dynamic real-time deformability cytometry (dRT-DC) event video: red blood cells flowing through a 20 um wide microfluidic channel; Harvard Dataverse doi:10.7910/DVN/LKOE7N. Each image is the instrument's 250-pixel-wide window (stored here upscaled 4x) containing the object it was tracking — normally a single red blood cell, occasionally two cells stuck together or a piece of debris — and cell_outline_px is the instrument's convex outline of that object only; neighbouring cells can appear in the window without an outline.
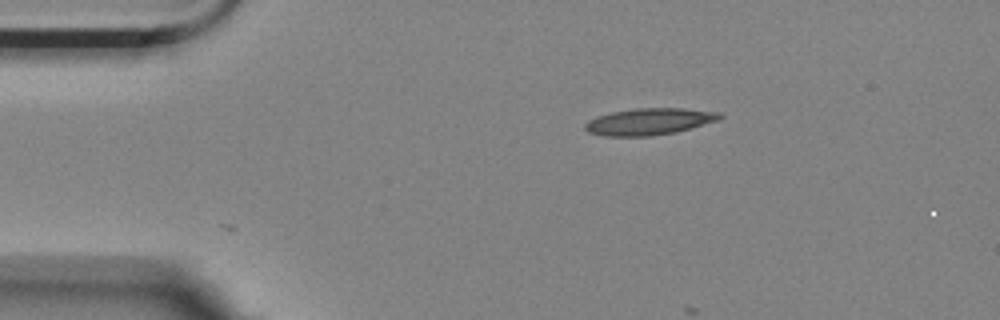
{"species": "Egyptian fruit bat (a non-hibernating species)", "species_latin": "Rousettus aegyptiacus", "temperature_condition": "room temperature", "stored_images_in_passage": 4, "camera_frame_rate_fps": 3000, "um_per_image_px": 0.085, "animal": {"sex": "female"}, "frame": {"image": 1, "passage_image": 1, "time_ms": 0.0, "image_size_px": [1000, 320], "cell_outline_px": [[724, 116], [720, 120], [692, 128], [676, 132], [652, 136], [608, 136], [588, 132], [584, 128], [584, 124], [588, 120], [596, 116], [612, 112], [636, 108], [684, 108], [720, 112]], "centroid_in_image_um": [55.22, 10.33], "position_along_channel_um": 29.8, "area_um2": 21.15}}
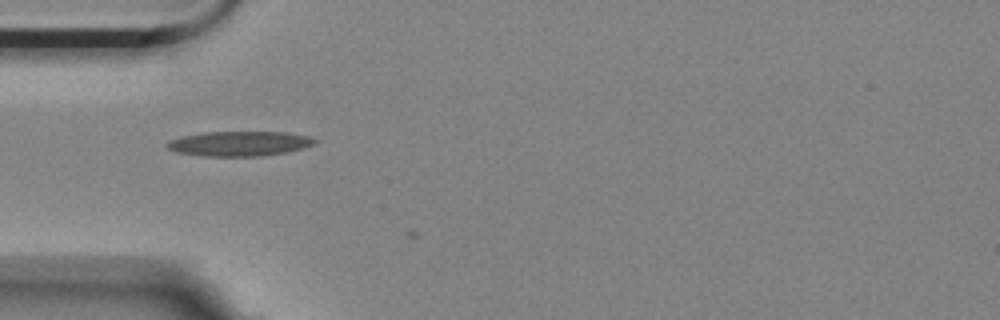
{"frame": {"image": 2, "passage_image": 3, "time_ms": 0.667, "image_size_px": [1000, 320], "cell_outline_px": [[316, 144], [284, 152], [260, 156], [204, 156], [176, 152], [168, 148], [164, 144], [168, 140], [180, 136], [204, 132], [288, 132], [308, 136], [316, 140]], "centroid_in_image_um": [20.28, 12.2], "position_along_channel_um": 64.7, "area_um2": 21.33}}